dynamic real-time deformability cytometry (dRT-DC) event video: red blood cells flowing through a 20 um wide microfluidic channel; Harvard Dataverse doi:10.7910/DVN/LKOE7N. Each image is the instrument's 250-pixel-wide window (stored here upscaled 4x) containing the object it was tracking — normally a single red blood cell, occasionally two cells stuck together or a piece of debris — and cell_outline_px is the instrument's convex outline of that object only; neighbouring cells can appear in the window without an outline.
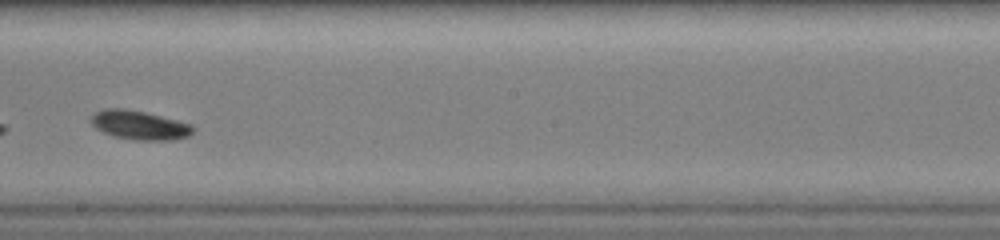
{"species": "common noctule bat (a hibernating species)", "species_latin": "Nyctalus noctula", "temperature_condition": "warm", "stored_images_in_passage": 14, "camera_frame_rate_fps": 3000, "um_per_image_px": 0.085, "animal": {"sex": "female", "body_mass_g": 19.0, "forearm_length_mm": 51.5}, "frame": {"image": 1, "passage_image": 7, "time_ms": 3.0, "image_size_px": [1000, 240], "cell_outline_px": [[196, 128], [188, 136], [172, 140], [136, 140], [116, 136], [104, 132], [96, 128], [92, 124], [92, 116], [96, 112], [104, 108], [124, 108], [144, 112], [192, 124]], "centroid_in_image_um": [11.88, 10.63], "position_along_channel_um": 236.3, "area_um2": 16.99}}
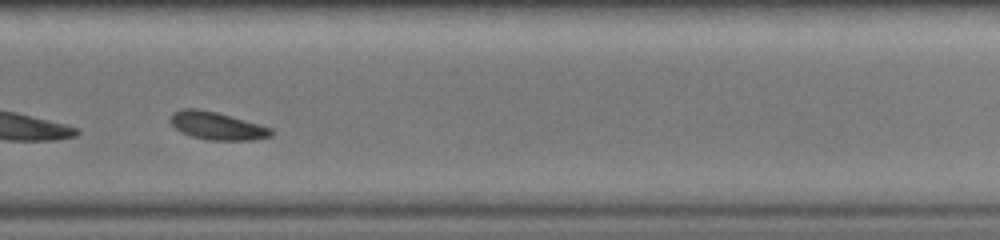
{"frame": {"image": 2, "passage_image": 10, "time_ms": 4.333, "image_size_px": [1000, 240], "cell_outline_px": [[272, 136], [256, 140], [208, 140], [192, 136], [180, 132], [172, 124], [172, 112], [184, 108], [196, 108], [216, 112], [260, 124], [272, 128]], "centroid_in_image_um": [18.47, 10.7], "position_along_channel_um": 311.3, "area_um2": 16.24}}
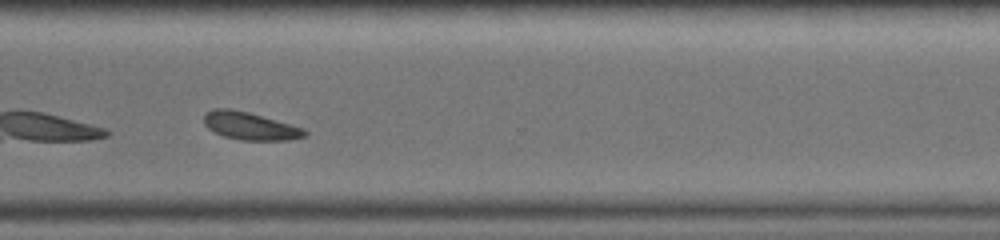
{"frame": {"image": 3, "passage_image": 12, "time_ms": 5.0, "image_size_px": [1000, 240], "cell_outline_px": [[308, 136], [288, 140], [240, 140], [224, 136], [208, 128], [204, 124], [204, 116], [212, 108], [232, 108], [248, 112], [304, 128], [308, 132]], "centroid_in_image_um": [21.27, 10.71], "position_along_channel_um": 349.3, "area_um2": 16.24}}